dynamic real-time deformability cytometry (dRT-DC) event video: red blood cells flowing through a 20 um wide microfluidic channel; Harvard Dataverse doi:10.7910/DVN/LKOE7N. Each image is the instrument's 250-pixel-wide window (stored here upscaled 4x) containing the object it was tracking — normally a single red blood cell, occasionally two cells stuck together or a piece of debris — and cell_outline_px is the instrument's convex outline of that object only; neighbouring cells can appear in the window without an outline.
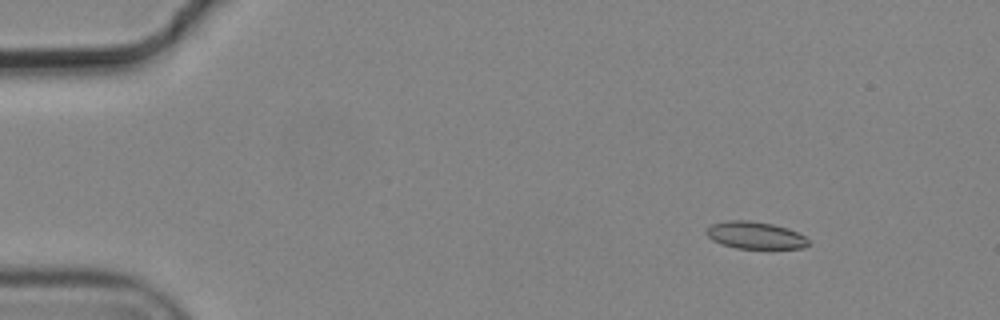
{"species": "common noctule bat (a hibernating species)", "species_latin": "Nyctalus noctula", "temperature_condition": "cold", "stored_images_in_passage": 5, "camera_frame_rate_fps": 3000, "um_per_image_px": 0.085, "animal": {"sex": "male", "body_mass_g": 19.2, "forearm_length_mm": 51.8}, "frame": {"image": 1, "passage_image": 2, "time_ms": 0.333, "image_size_px": [1000, 320], "cell_outline_px": [[812, 244], [804, 248], [736, 248], [720, 244], [712, 240], [704, 232], [712, 224], [728, 220], [748, 220], [772, 224], [788, 228], [812, 240]], "centroid_in_image_um": [64.22, 20.0], "position_along_channel_um": 20.8, "area_um2": 16.3}}
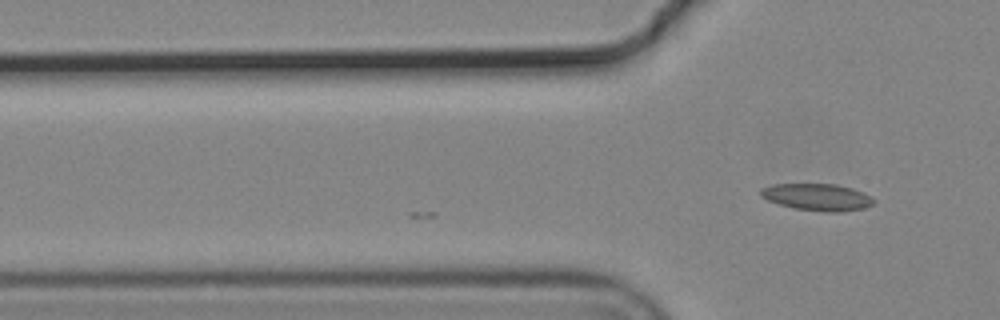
{"frame": {"image": 2, "passage_image": 5, "time_ms": 1.333, "image_size_px": [1000, 320], "cell_outline_px": [[876, 200], [872, 204], [864, 208], [840, 212], [828, 212], [796, 208], [780, 204], [768, 200], [760, 196], [760, 188], [772, 184], [836, 184], [852, 188], [872, 196]], "centroid_in_image_um": [69.48, 16.74], "position_along_channel_um": 56.3, "area_um2": 17.69}}